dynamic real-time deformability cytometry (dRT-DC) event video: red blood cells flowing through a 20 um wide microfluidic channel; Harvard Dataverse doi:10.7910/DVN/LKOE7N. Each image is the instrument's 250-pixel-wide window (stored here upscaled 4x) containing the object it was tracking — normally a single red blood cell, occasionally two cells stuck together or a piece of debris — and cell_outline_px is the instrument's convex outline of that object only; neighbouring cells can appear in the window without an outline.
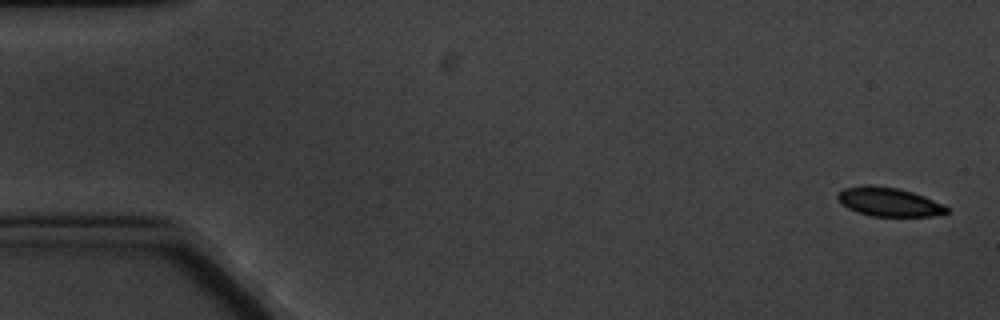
{"species": "common noctule bat (a hibernating species)", "species_latin": "Nyctalus noctula", "temperature_condition": "cold", "stored_images_in_passage": 7, "camera_frame_rate_fps": 3000, "um_per_image_px": 0.085, "animal": {"sex": "male", "body_mass_g": 20.1, "forearm_length_mm": 53.5}, "frame": {"image": 1, "passage_image": 1, "time_ms": 0.0, "image_size_px": [1000, 320], "cell_outline_px": [[948, 212], [932, 216], [872, 216], [856, 212], [840, 204], [836, 196], [844, 188], [896, 188], [912, 192], [924, 196], [948, 208]], "centroid_in_image_um": [75.56, 17.22], "position_along_channel_um": 9.4, "area_um2": 17.4}}
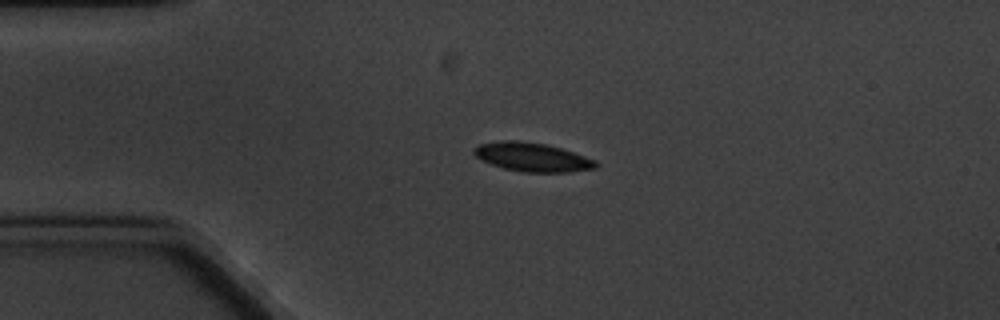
{"frame": {"image": 2, "passage_image": 4, "time_ms": 4.0, "image_size_px": [1000, 320], "cell_outline_px": [[600, 164], [596, 168], [568, 172], [524, 172], [504, 168], [480, 160], [472, 152], [472, 148], [480, 144], [500, 140], [520, 140], [544, 144], [560, 148], [596, 160]], "centroid_in_image_um": [45.22, 13.35], "position_along_channel_um": 39.8, "area_um2": 20.46}}
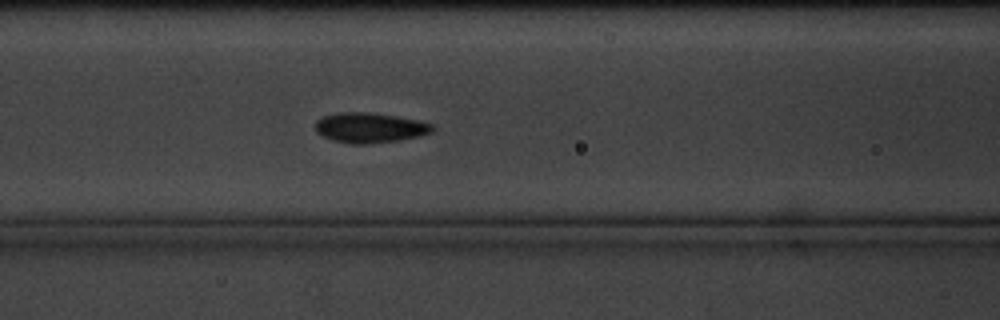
{"frame": {"image": 3, "passage_image": 7, "time_ms": 7.667, "image_size_px": [1000, 320], "cell_outline_px": [[436, 128], [432, 132], [420, 136], [400, 140], [368, 144], [352, 144], [332, 140], [316, 132], [316, 120], [324, 116], [336, 112], [368, 112], [396, 116], [420, 120], [436, 124]], "centroid_in_image_um": [31.49, 10.85], "position_along_channel_um": 135.1, "area_um2": 20.81}}